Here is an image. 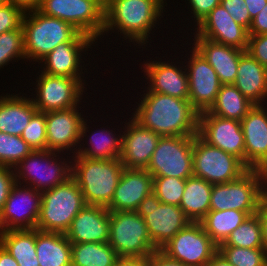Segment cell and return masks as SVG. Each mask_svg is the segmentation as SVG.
<instances>
[{
  "label": "cell",
  "mask_w": 267,
  "mask_h": 266,
  "mask_svg": "<svg viewBox=\"0 0 267 266\" xmlns=\"http://www.w3.org/2000/svg\"><path fill=\"white\" fill-rule=\"evenodd\" d=\"M143 92L131 113V118L142 128L152 130L160 136L198 134L199 113L189 99L152 92L147 88Z\"/></svg>",
  "instance_id": "6da1fadb"
},
{
  "label": "cell",
  "mask_w": 267,
  "mask_h": 266,
  "mask_svg": "<svg viewBox=\"0 0 267 266\" xmlns=\"http://www.w3.org/2000/svg\"><path fill=\"white\" fill-rule=\"evenodd\" d=\"M165 6L167 7L166 0H109L104 8L102 36L117 31L115 34L119 35L120 32L123 36H120L122 42L126 40V43L132 42L134 48L136 46L140 49L143 46L144 49L149 43V37L151 38L150 34L155 35L151 33L152 29L155 31L161 18L165 16Z\"/></svg>",
  "instance_id": "7a4b0ae2"
},
{
  "label": "cell",
  "mask_w": 267,
  "mask_h": 266,
  "mask_svg": "<svg viewBox=\"0 0 267 266\" xmlns=\"http://www.w3.org/2000/svg\"><path fill=\"white\" fill-rule=\"evenodd\" d=\"M22 28L25 56L29 62H39L64 42H98L69 22L44 15L37 9L25 12Z\"/></svg>",
  "instance_id": "3957f363"
},
{
  "label": "cell",
  "mask_w": 267,
  "mask_h": 266,
  "mask_svg": "<svg viewBox=\"0 0 267 266\" xmlns=\"http://www.w3.org/2000/svg\"><path fill=\"white\" fill-rule=\"evenodd\" d=\"M72 157L71 177L77 182L86 205L107 207L125 168L123 163L119 158L98 160Z\"/></svg>",
  "instance_id": "277c9868"
},
{
  "label": "cell",
  "mask_w": 267,
  "mask_h": 266,
  "mask_svg": "<svg viewBox=\"0 0 267 266\" xmlns=\"http://www.w3.org/2000/svg\"><path fill=\"white\" fill-rule=\"evenodd\" d=\"M66 154L48 149L33 150L13 168L16 183L25 184L39 192L63 184L72 173V155Z\"/></svg>",
  "instance_id": "5b68a950"
},
{
  "label": "cell",
  "mask_w": 267,
  "mask_h": 266,
  "mask_svg": "<svg viewBox=\"0 0 267 266\" xmlns=\"http://www.w3.org/2000/svg\"><path fill=\"white\" fill-rule=\"evenodd\" d=\"M86 206L77 182H66L42 192L40 215L36 229L43 232L65 233L72 220Z\"/></svg>",
  "instance_id": "8992f818"
},
{
  "label": "cell",
  "mask_w": 267,
  "mask_h": 266,
  "mask_svg": "<svg viewBox=\"0 0 267 266\" xmlns=\"http://www.w3.org/2000/svg\"><path fill=\"white\" fill-rule=\"evenodd\" d=\"M109 245L119 257H149L152 242L141 211L110 212Z\"/></svg>",
  "instance_id": "52a82bcc"
},
{
  "label": "cell",
  "mask_w": 267,
  "mask_h": 266,
  "mask_svg": "<svg viewBox=\"0 0 267 266\" xmlns=\"http://www.w3.org/2000/svg\"><path fill=\"white\" fill-rule=\"evenodd\" d=\"M263 196L262 170L248 169L231 182L213 184L210 211L237 210L254 215Z\"/></svg>",
  "instance_id": "ba28073f"
},
{
  "label": "cell",
  "mask_w": 267,
  "mask_h": 266,
  "mask_svg": "<svg viewBox=\"0 0 267 266\" xmlns=\"http://www.w3.org/2000/svg\"><path fill=\"white\" fill-rule=\"evenodd\" d=\"M104 8L97 0H41L37 10L69 22L81 33L101 41L104 38Z\"/></svg>",
  "instance_id": "9c48e42d"
},
{
  "label": "cell",
  "mask_w": 267,
  "mask_h": 266,
  "mask_svg": "<svg viewBox=\"0 0 267 266\" xmlns=\"http://www.w3.org/2000/svg\"><path fill=\"white\" fill-rule=\"evenodd\" d=\"M194 136H161L146 170L153 177L193 176Z\"/></svg>",
  "instance_id": "30bf717a"
},
{
  "label": "cell",
  "mask_w": 267,
  "mask_h": 266,
  "mask_svg": "<svg viewBox=\"0 0 267 266\" xmlns=\"http://www.w3.org/2000/svg\"><path fill=\"white\" fill-rule=\"evenodd\" d=\"M248 168L236 156L205 142L198 134L193 140V176L211 184L228 183Z\"/></svg>",
  "instance_id": "8fae6325"
},
{
  "label": "cell",
  "mask_w": 267,
  "mask_h": 266,
  "mask_svg": "<svg viewBox=\"0 0 267 266\" xmlns=\"http://www.w3.org/2000/svg\"><path fill=\"white\" fill-rule=\"evenodd\" d=\"M35 81V91L29 96H33L31 99L37 111L46 113L82 105V95L87 88L79 79L52 76L41 71Z\"/></svg>",
  "instance_id": "7c38bea8"
},
{
  "label": "cell",
  "mask_w": 267,
  "mask_h": 266,
  "mask_svg": "<svg viewBox=\"0 0 267 266\" xmlns=\"http://www.w3.org/2000/svg\"><path fill=\"white\" fill-rule=\"evenodd\" d=\"M159 250L187 266H206L218 252V246L200 222H190Z\"/></svg>",
  "instance_id": "4fadbf2b"
},
{
  "label": "cell",
  "mask_w": 267,
  "mask_h": 266,
  "mask_svg": "<svg viewBox=\"0 0 267 266\" xmlns=\"http://www.w3.org/2000/svg\"><path fill=\"white\" fill-rule=\"evenodd\" d=\"M42 192L15 183L0 213V232L35 229L40 215Z\"/></svg>",
  "instance_id": "5bb4252c"
},
{
  "label": "cell",
  "mask_w": 267,
  "mask_h": 266,
  "mask_svg": "<svg viewBox=\"0 0 267 266\" xmlns=\"http://www.w3.org/2000/svg\"><path fill=\"white\" fill-rule=\"evenodd\" d=\"M191 48V50H189ZM184 65L189 82V101L199 113L208 111L214 104L221 82L214 68L193 47L188 48ZM188 58V59H187Z\"/></svg>",
  "instance_id": "9a60e30c"
},
{
  "label": "cell",
  "mask_w": 267,
  "mask_h": 266,
  "mask_svg": "<svg viewBox=\"0 0 267 266\" xmlns=\"http://www.w3.org/2000/svg\"><path fill=\"white\" fill-rule=\"evenodd\" d=\"M81 109L79 105L67 110L46 112L47 149L49 151L58 153L68 151L67 154L73 153L72 156H75L80 143L81 127L86 117L83 112H80Z\"/></svg>",
  "instance_id": "2e32d148"
},
{
  "label": "cell",
  "mask_w": 267,
  "mask_h": 266,
  "mask_svg": "<svg viewBox=\"0 0 267 266\" xmlns=\"http://www.w3.org/2000/svg\"><path fill=\"white\" fill-rule=\"evenodd\" d=\"M198 135L208 144L239 158L245 165V141L241 121L207 111L199 114Z\"/></svg>",
  "instance_id": "e0dca14e"
},
{
  "label": "cell",
  "mask_w": 267,
  "mask_h": 266,
  "mask_svg": "<svg viewBox=\"0 0 267 266\" xmlns=\"http://www.w3.org/2000/svg\"><path fill=\"white\" fill-rule=\"evenodd\" d=\"M153 176L146 169L124 168L111 203L110 212L141 211L152 199Z\"/></svg>",
  "instance_id": "ac0fdd59"
},
{
  "label": "cell",
  "mask_w": 267,
  "mask_h": 266,
  "mask_svg": "<svg viewBox=\"0 0 267 266\" xmlns=\"http://www.w3.org/2000/svg\"><path fill=\"white\" fill-rule=\"evenodd\" d=\"M148 60V61H147ZM143 61L144 77L146 78L147 89L152 92L170 95L179 99H188L189 97V82L184 66V62L162 61L152 58ZM182 64V65H181ZM181 66V67H180ZM184 70V71H183Z\"/></svg>",
  "instance_id": "d6986e66"
},
{
  "label": "cell",
  "mask_w": 267,
  "mask_h": 266,
  "mask_svg": "<svg viewBox=\"0 0 267 266\" xmlns=\"http://www.w3.org/2000/svg\"><path fill=\"white\" fill-rule=\"evenodd\" d=\"M141 213L149 236L158 249L191 222L180 206L157 202L154 199L141 209Z\"/></svg>",
  "instance_id": "ffe728a7"
},
{
  "label": "cell",
  "mask_w": 267,
  "mask_h": 266,
  "mask_svg": "<svg viewBox=\"0 0 267 266\" xmlns=\"http://www.w3.org/2000/svg\"><path fill=\"white\" fill-rule=\"evenodd\" d=\"M94 43L97 42L61 43L38 62L40 64L38 68L40 67L42 69L40 71L48 75L79 79L86 86L88 83H85L87 80L84 79L83 74L85 75V72H87L88 69L85 67L88 65L87 63L85 65L82 56L87 58V51H92L88 48L92 49L91 46H95Z\"/></svg>",
  "instance_id": "44dd1931"
},
{
  "label": "cell",
  "mask_w": 267,
  "mask_h": 266,
  "mask_svg": "<svg viewBox=\"0 0 267 266\" xmlns=\"http://www.w3.org/2000/svg\"><path fill=\"white\" fill-rule=\"evenodd\" d=\"M194 29V37H203L246 51L248 30L238 24L222 4L216 6Z\"/></svg>",
  "instance_id": "7402d4cb"
},
{
  "label": "cell",
  "mask_w": 267,
  "mask_h": 266,
  "mask_svg": "<svg viewBox=\"0 0 267 266\" xmlns=\"http://www.w3.org/2000/svg\"><path fill=\"white\" fill-rule=\"evenodd\" d=\"M245 141V166L263 170L267 167V107L254 105L241 120Z\"/></svg>",
  "instance_id": "603a6c76"
},
{
  "label": "cell",
  "mask_w": 267,
  "mask_h": 266,
  "mask_svg": "<svg viewBox=\"0 0 267 266\" xmlns=\"http://www.w3.org/2000/svg\"><path fill=\"white\" fill-rule=\"evenodd\" d=\"M127 120L121 127L124 131L119 159L125 168L146 169L161 136L142 128L131 117Z\"/></svg>",
  "instance_id": "cb8c5ba5"
},
{
  "label": "cell",
  "mask_w": 267,
  "mask_h": 266,
  "mask_svg": "<svg viewBox=\"0 0 267 266\" xmlns=\"http://www.w3.org/2000/svg\"><path fill=\"white\" fill-rule=\"evenodd\" d=\"M110 211L100 205H86L65 232L71 244L105 243L109 241Z\"/></svg>",
  "instance_id": "d4e9b609"
},
{
  "label": "cell",
  "mask_w": 267,
  "mask_h": 266,
  "mask_svg": "<svg viewBox=\"0 0 267 266\" xmlns=\"http://www.w3.org/2000/svg\"><path fill=\"white\" fill-rule=\"evenodd\" d=\"M87 118L88 116H86V118L84 119L81 127V134L79 141L80 143L78 145L75 156L88 159H98V160H111L120 158L122 151L123 131L121 129L120 131L119 129H117L118 132H120L118 134V132H115L116 131L115 129L108 130L106 126L101 127L102 130L98 129L97 131L96 128V130L94 129L92 131L89 128V124H87L91 123V121L87 122L88 121ZM87 132L90 133L86 134Z\"/></svg>",
  "instance_id": "484cf974"
},
{
  "label": "cell",
  "mask_w": 267,
  "mask_h": 266,
  "mask_svg": "<svg viewBox=\"0 0 267 266\" xmlns=\"http://www.w3.org/2000/svg\"><path fill=\"white\" fill-rule=\"evenodd\" d=\"M194 48L214 68L222 85L233 84L238 70L240 56L245 50L211 41L203 37H194Z\"/></svg>",
  "instance_id": "4316f807"
},
{
  "label": "cell",
  "mask_w": 267,
  "mask_h": 266,
  "mask_svg": "<svg viewBox=\"0 0 267 266\" xmlns=\"http://www.w3.org/2000/svg\"><path fill=\"white\" fill-rule=\"evenodd\" d=\"M233 85L254 105H267V68L246 51L240 56Z\"/></svg>",
  "instance_id": "83f0119b"
},
{
  "label": "cell",
  "mask_w": 267,
  "mask_h": 266,
  "mask_svg": "<svg viewBox=\"0 0 267 266\" xmlns=\"http://www.w3.org/2000/svg\"><path fill=\"white\" fill-rule=\"evenodd\" d=\"M5 94L0 95V132L21 136L37 109L26 93Z\"/></svg>",
  "instance_id": "f1b7e54d"
},
{
  "label": "cell",
  "mask_w": 267,
  "mask_h": 266,
  "mask_svg": "<svg viewBox=\"0 0 267 266\" xmlns=\"http://www.w3.org/2000/svg\"><path fill=\"white\" fill-rule=\"evenodd\" d=\"M36 253L39 266H71V243L65 233L36 229Z\"/></svg>",
  "instance_id": "f546056e"
},
{
  "label": "cell",
  "mask_w": 267,
  "mask_h": 266,
  "mask_svg": "<svg viewBox=\"0 0 267 266\" xmlns=\"http://www.w3.org/2000/svg\"><path fill=\"white\" fill-rule=\"evenodd\" d=\"M213 184L195 176L186 179L180 208L191 222H200L210 211Z\"/></svg>",
  "instance_id": "4dcf8cb0"
},
{
  "label": "cell",
  "mask_w": 267,
  "mask_h": 266,
  "mask_svg": "<svg viewBox=\"0 0 267 266\" xmlns=\"http://www.w3.org/2000/svg\"><path fill=\"white\" fill-rule=\"evenodd\" d=\"M2 247L19 266H39L36 253V228L0 232Z\"/></svg>",
  "instance_id": "1f68e13d"
},
{
  "label": "cell",
  "mask_w": 267,
  "mask_h": 266,
  "mask_svg": "<svg viewBox=\"0 0 267 266\" xmlns=\"http://www.w3.org/2000/svg\"><path fill=\"white\" fill-rule=\"evenodd\" d=\"M249 216L247 212L237 210L209 211L200 223L211 240L219 246Z\"/></svg>",
  "instance_id": "d6a6232c"
},
{
  "label": "cell",
  "mask_w": 267,
  "mask_h": 266,
  "mask_svg": "<svg viewBox=\"0 0 267 266\" xmlns=\"http://www.w3.org/2000/svg\"><path fill=\"white\" fill-rule=\"evenodd\" d=\"M254 106L233 84L221 85L214 104L207 111L225 119L241 121Z\"/></svg>",
  "instance_id": "836d02e7"
},
{
  "label": "cell",
  "mask_w": 267,
  "mask_h": 266,
  "mask_svg": "<svg viewBox=\"0 0 267 266\" xmlns=\"http://www.w3.org/2000/svg\"><path fill=\"white\" fill-rule=\"evenodd\" d=\"M71 266H115L119 255L105 243L71 244Z\"/></svg>",
  "instance_id": "e575fe53"
},
{
  "label": "cell",
  "mask_w": 267,
  "mask_h": 266,
  "mask_svg": "<svg viewBox=\"0 0 267 266\" xmlns=\"http://www.w3.org/2000/svg\"><path fill=\"white\" fill-rule=\"evenodd\" d=\"M219 246H235L240 248H264L262 224L259 216L250 215L227 240Z\"/></svg>",
  "instance_id": "d590c367"
},
{
  "label": "cell",
  "mask_w": 267,
  "mask_h": 266,
  "mask_svg": "<svg viewBox=\"0 0 267 266\" xmlns=\"http://www.w3.org/2000/svg\"><path fill=\"white\" fill-rule=\"evenodd\" d=\"M33 149L21 138L0 132V165L14 168Z\"/></svg>",
  "instance_id": "8d00e7d4"
},
{
  "label": "cell",
  "mask_w": 267,
  "mask_h": 266,
  "mask_svg": "<svg viewBox=\"0 0 267 266\" xmlns=\"http://www.w3.org/2000/svg\"><path fill=\"white\" fill-rule=\"evenodd\" d=\"M186 179L176 177H153L152 199L157 202L180 206Z\"/></svg>",
  "instance_id": "74e56055"
},
{
  "label": "cell",
  "mask_w": 267,
  "mask_h": 266,
  "mask_svg": "<svg viewBox=\"0 0 267 266\" xmlns=\"http://www.w3.org/2000/svg\"><path fill=\"white\" fill-rule=\"evenodd\" d=\"M218 252L233 266H267L265 248L218 246Z\"/></svg>",
  "instance_id": "f35d334b"
},
{
  "label": "cell",
  "mask_w": 267,
  "mask_h": 266,
  "mask_svg": "<svg viewBox=\"0 0 267 266\" xmlns=\"http://www.w3.org/2000/svg\"><path fill=\"white\" fill-rule=\"evenodd\" d=\"M18 59V60H17ZM26 60L23 28L0 34V69L19 60ZM13 60V61H12Z\"/></svg>",
  "instance_id": "ab89813d"
},
{
  "label": "cell",
  "mask_w": 267,
  "mask_h": 266,
  "mask_svg": "<svg viewBox=\"0 0 267 266\" xmlns=\"http://www.w3.org/2000/svg\"><path fill=\"white\" fill-rule=\"evenodd\" d=\"M21 138L33 150L47 149L46 113L37 111L25 127Z\"/></svg>",
  "instance_id": "60d3db41"
},
{
  "label": "cell",
  "mask_w": 267,
  "mask_h": 266,
  "mask_svg": "<svg viewBox=\"0 0 267 266\" xmlns=\"http://www.w3.org/2000/svg\"><path fill=\"white\" fill-rule=\"evenodd\" d=\"M25 10L17 5H0V34L22 27Z\"/></svg>",
  "instance_id": "b9f144b4"
},
{
  "label": "cell",
  "mask_w": 267,
  "mask_h": 266,
  "mask_svg": "<svg viewBox=\"0 0 267 266\" xmlns=\"http://www.w3.org/2000/svg\"><path fill=\"white\" fill-rule=\"evenodd\" d=\"M220 4L223 5L230 16L236 20L238 24L249 30L252 19L245 0H221Z\"/></svg>",
  "instance_id": "7bdbcfd3"
},
{
  "label": "cell",
  "mask_w": 267,
  "mask_h": 266,
  "mask_svg": "<svg viewBox=\"0 0 267 266\" xmlns=\"http://www.w3.org/2000/svg\"><path fill=\"white\" fill-rule=\"evenodd\" d=\"M246 52L267 68V34L249 35Z\"/></svg>",
  "instance_id": "ee69618b"
},
{
  "label": "cell",
  "mask_w": 267,
  "mask_h": 266,
  "mask_svg": "<svg viewBox=\"0 0 267 266\" xmlns=\"http://www.w3.org/2000/svg\"><path fill=\"white\" fill-rule=\"evenodd\" d=\"M189 4L187 9H190L192 14L191 19L195 23L193 30L198 26L202 20L216 7L220 4L221 0H187ZM190 7V8H189Z\"/></svg>",
  "instance_id": "f6af8a7d"
},
{
  "label": "cell",
  "mask_w": 267,
  "mask_h": 266,
  "mask_svg": "<svg viewBox=\"0 0 267 266\" xmlns=\"http://www.w3.org/2000/svg\"><path fill=\"white\" fill-rule=\"evenodd\" d=\"M15 183L14 169L0 165V213Z\"/></svg>",
  "instance_id": "bcb514c9"
},
{
  "label": "cell",
  "mask_w": 267,
  "mask_h": 266,
  "mask_svg": "<svg viewBox=\"0 0 267 266\" xmlns=\"http://www.w3.org/2000/svg\"><path fill=\"white\" fill-rule=\"evenodd\" d=\"M249 35L267 34V4L265 7L252 19L251 26L248 30Z\"/></svg>",
  "instance_id": "7dc6e473"
},
{
  "label": "cell",
  "mask_w": 267,
  "mask_h": 266,
  "mask_svg": "<svg viewBox=\"0 0 267 266\" xmlns=\"http://www.w3.org/2000/svg\"><path fill=\"white\" fill-rule=\"evenodd\" d=\"M148 266H187V265L169 258L160 250H156L148 257Z\"/></svg>",
  "instance_id": "c3c4849f"
},
{
  "label": "cell",
  "mask_w": 267,
  "mask_h": 266,
  "mask_svg": "<svg viewBox=\"0 0 267 266\" xmlns=\"http://www.w3.org/2000/svg\"><path fill=\"white\" fill-rule=\"evenodd\" d=\"M257 215L259 216L262 224L263 243L267 251V199L263 196L260 200Z\"/></svg>",
  "instance_id": "681fc988"
},
{
  "label": "cell",
  "mask_w": 267,
  "mask_h": 266,
  "mask_svg": "<svg viewBox=\"0 0 267 266\" xmlns=\"http://www.w3.org/2000/svg\"><path fill=\"white\" fill-rule=\"evenodd\" d=\"M115 266H148V257H119Z\"/></svg>",
  "instance_id": "f907efd6"
},
{
  "label": "cell",
  "mask_w": 267,
  "mask_h": 266,
  "mask_svg": "<svg viewBox=\"0 0 267 266\" xmlns=\"http://www.w3.org/2000/svg\"><path fill=\"white\" fill-rule=\"evenodd\" d=\"M247 9L253 19L267 4V0H245Z\"/></svg>",
  "instance_id": "816d5d0a"
},
{
  "label": "cell",
  "mask_w": 267,
  "mask_h": 266,
  "mask_svg": "<svg viewBox=\"0 0 267 266\" xmlns=\"http://www.w3.org/2000/svg\"><path fill=\"white\" fill-rule=\"evenodd\" d=\"M41 0H9V3L23 8L25 11L37 9Z\"/></svg>",
  "instance_id": "f5cc1de1"
},
{
  "label": "cell",
  "mask_w": 267,
  "mask_h": 266,
  "mask_svg": "<svg viewBox=\"0 0 267 266\" xmlns=\"http://www.w3.org/2000/svg\"><path fill=\"white\" fill-rule=\"evenodd\" d=\"M0 266H19L17 261L1 246Z\"/></svg>",
  "instance_id": "db71d44e"
},
{
  "label": "cell",
  "mask_w": 267,
  "mask_h": 266,
  "mask_svg": "<svg viewBox=\"0 0 267 266\" xmlns=\"http://www.w3.org/2000/svg\"><path fill=\"white\" fill-rule=\"evenodd\" d=\"M206 266H233L230 264L224 256L217 252L211 260L206 264Z\"/></svg>",
  "instance_id": "11a10c76"
},
{
  "label": "cell",
  "mask_w": 267,
  "mask_h": 266,
  "mask_svg": "<svg viewBox=\"0 0 267 266\" xmlns=\"http://www.w3.org/2000/svg\"><path fill=\"white\" fill-rule=\"evenodd\" d=\"M263 174V192L264 197L267 199V167L262 170Z\"/></svg>",
  "instance_id": "9f6ffc18"
},
{
  "label": "cell",
  "mask_w": 267,
  "mask_h": 266,
  "mask_svg": "<svg viewBox=\"0 0 267 266\" xmlns=\"http://www.w3.org/2000/svg\"><path fill=\"white\" fill-rule=\"evenodd\" d=\"M100 2L104 7L108 4L109 0H97Z\"/></svg>",
  "instance_id": "6f0895ef"
},
{
  "label": "cell",
  "mask_w": 267,
  "mask_h": 266,
  "mask_svg": "<svg viewBox=\"0 0 267 266\" xmlns=\"http://www.w3.org/2000/svg\"><path fill=\"white\" fill-rule=\"evenodd\" d=\"M6 3H9V0H0V5H4Z\"/></svg>",
  "instance_id": "680465c9"
}]
</instances>
